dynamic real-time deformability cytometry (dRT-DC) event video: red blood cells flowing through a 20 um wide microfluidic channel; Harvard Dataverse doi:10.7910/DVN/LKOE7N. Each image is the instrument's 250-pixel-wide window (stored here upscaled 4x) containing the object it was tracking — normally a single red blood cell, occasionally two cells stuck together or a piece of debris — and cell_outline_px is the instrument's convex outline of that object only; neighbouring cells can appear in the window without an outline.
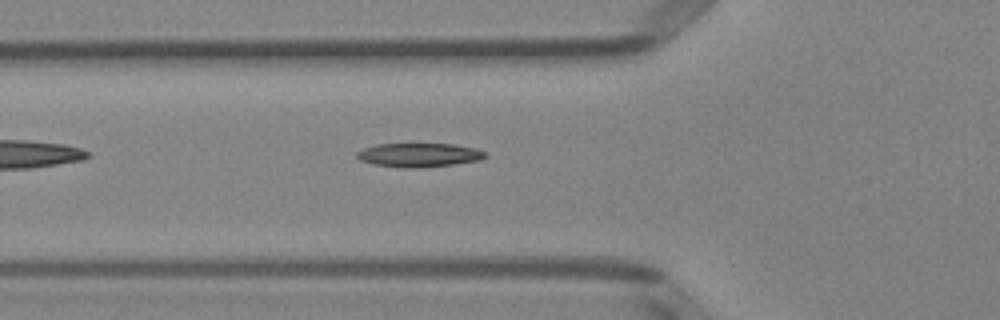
{"species": "Egyptian fruit bat (a non-hibernating species)", "species_latin": "Rousettus aegyptiacus", "temperature_condition": "room temperature", "stored_images_in_passage": 3, "camera_frame_rate_fps": 3000, "um_per_image_px": 0.085, "animal": {"sex": "female"}, "frame": {"image": 1, "passage_image": 3, "time_ms": 2.333, "image_size_px": [1000, 320], "cell_outline_px": [[488, 156], [480, 160], [452, 164], [420, 168], [404, 168], [376, 164], [360, 160], [356, 156], [356, 152], [364, 148], [376, 144], [452, 144], [476, 148], [488, 152]], "centroid_in_image_um": [35.65, 13.17], "position_along_channel_um": 90.1, "area_um2": 17.86}}